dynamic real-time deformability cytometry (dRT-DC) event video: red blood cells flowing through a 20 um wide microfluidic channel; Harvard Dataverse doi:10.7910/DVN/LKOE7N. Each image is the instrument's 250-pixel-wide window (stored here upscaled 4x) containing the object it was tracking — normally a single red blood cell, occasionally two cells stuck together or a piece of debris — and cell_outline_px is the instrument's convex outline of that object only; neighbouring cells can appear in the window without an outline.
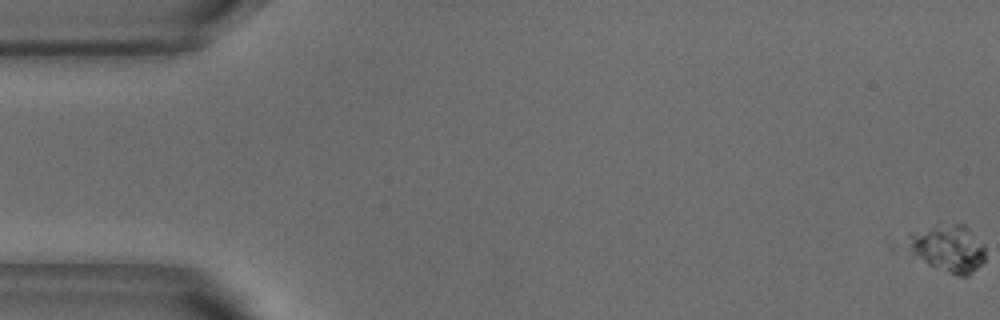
{"species": "common noctule bat (a hibernating species)", "species_latin": "Nyctalus noctula", "temperature_condition": "warm", "stored_images_in_passage": 55, "camera_frame_rate_fps": 3000, "um_per_image_px": 0.085, "animal": {"sex": "male", "body_mass_g": 18.8}, "frame": {"image": 1, "passage_image": 1, "time_ms": 0.0, "image_size_px": [1000, 320], "cell_outline_px": [[984, 260], [968, 276], [960, 276], [892, 252], [888, 248], [888, 244], [908, 232], [936, 220], [940, 220], [964, 224], [984, 244]], "centroid_in_image_um": [80.09, 21.0], "position_along_channel_um": 4.9, "area_um2": 25.09}}
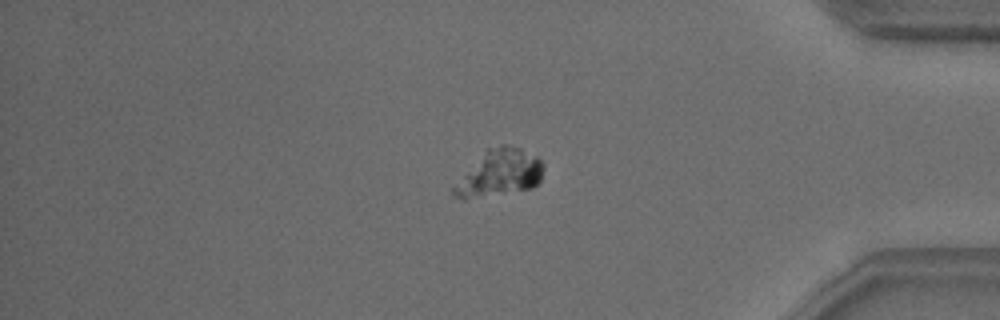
{"frame": {"image": 2, "passage_image": 46, "time_ms": 15.0, "image_size_px": [1000, 320], "cell_outline_px": [[544, 168], [540, 184], [532, 188], [464, 200], [452, 196], [452, 188], [488, 148], [500, 144], [504, 144], [520, 148], [536, 156], [544, 164]], "centroid_in_image_um": [42.5, 14.73], "position_along_channel_um": 392.7, "area_um2": 24.1}}
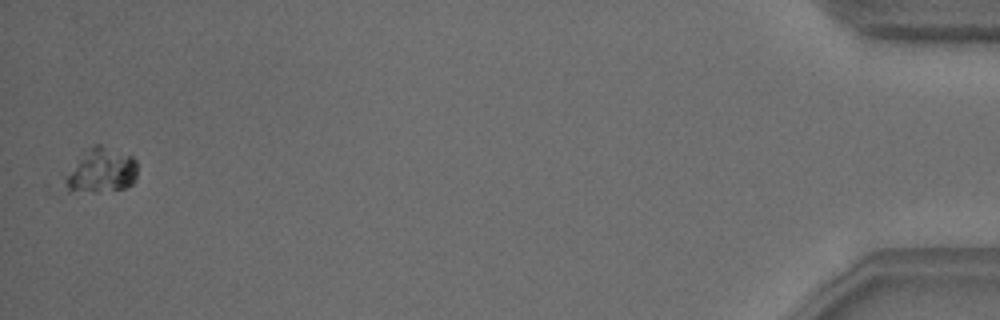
{"frame": {"image": 3, "passage_image": 54, "time_ms": 17.667, "image_size_px": [1000, 320], "cell_outline_px": [[136, 180], [132, 184], [124, 188], [68, 192], [68, 172], [80, 148], [92, 144], [100, 144], [132, 156], [136, 160]], "centroid_in_image_um": [8.59, 14.4], "position_along_channel_um": 426.6, "area_um2": 18.79}}